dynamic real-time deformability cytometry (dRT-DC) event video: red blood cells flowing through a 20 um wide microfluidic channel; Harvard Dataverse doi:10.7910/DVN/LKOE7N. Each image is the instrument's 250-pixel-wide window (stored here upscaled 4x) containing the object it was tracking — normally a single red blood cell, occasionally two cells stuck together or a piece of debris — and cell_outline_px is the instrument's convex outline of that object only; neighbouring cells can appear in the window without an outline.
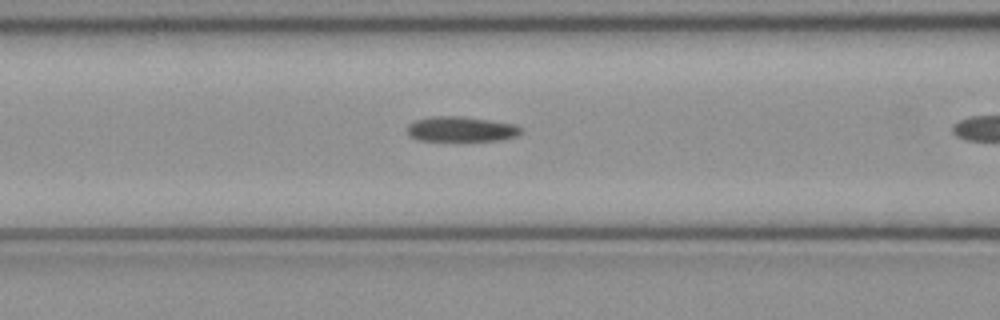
{"species": "common noctule bat (a hibernating species)", "species_latin": "Nyctalus noctula", "temperature_condition": "cold", "stored_images_in_passage": 8, "camera_frame_rate_fps": 3000, "um_per_image_px": 0.085, "animal": {"sex": "female", "body_mass_g": 21.9}, "frame": {"image": 1, "passage_image": 7, "time_ms": 2.0, "image_size_px": [1000, 320], "cell_outline_px": [[524, 132], [516, 136], [500, 140], [416, 140], [408, 136], [408, 124], [416, 120], [432, 116], [460, 116], [492, 120], [516, 124], [524, 128]], "centroid_in_image_um": [39.24, 10.97], "position_along_channel_um": 127.4, "area_um2": 16.76}}